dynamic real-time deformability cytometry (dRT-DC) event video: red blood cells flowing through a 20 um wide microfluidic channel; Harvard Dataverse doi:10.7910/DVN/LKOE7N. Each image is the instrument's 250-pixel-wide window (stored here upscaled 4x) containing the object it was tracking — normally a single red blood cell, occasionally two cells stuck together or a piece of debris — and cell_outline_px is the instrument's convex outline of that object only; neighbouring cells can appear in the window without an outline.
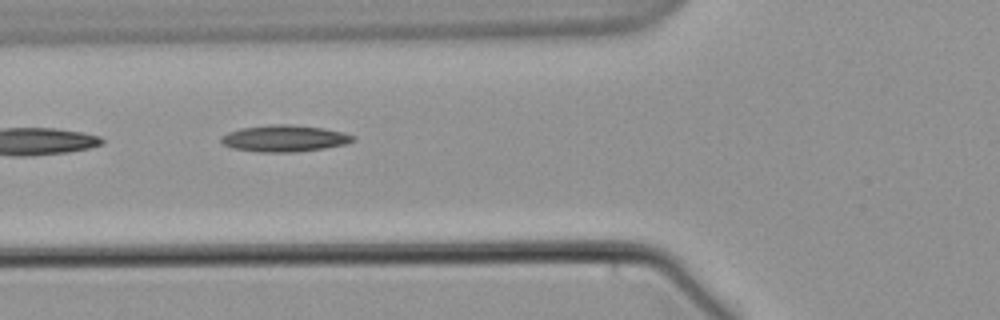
{"species": "common noctule bat (a hibernating species)", "species_latin": "Nyctalus noctula", "temperature_condition": "warm", "stored_images_in_passage": 3, "camera_frame_rate_fps": 3000, "um_per_image_px": 0.085, "animal": {"sex": "male", "body_mass_g": 21.5, "forearm_length_mm": 52.0}, "frame": {"image": 1, "passage_image": 2, "time_ms": 1.333, "image_size_px": [1000, 320], "cell_outline_px": [[356, 140], [344, 144], [324, 148], [292, 152], [260, 152], [232, 148], [224, 144], [220, 140], [220, 136], [228, 132], [240, 128], [272, 124], [292, 124], [324, 128], [344, 132], [356, 136]], "centroid_in_image_um": [24.18, 11.75], "position_along_channel_um": 101.6, "area_um2": 20.52}}